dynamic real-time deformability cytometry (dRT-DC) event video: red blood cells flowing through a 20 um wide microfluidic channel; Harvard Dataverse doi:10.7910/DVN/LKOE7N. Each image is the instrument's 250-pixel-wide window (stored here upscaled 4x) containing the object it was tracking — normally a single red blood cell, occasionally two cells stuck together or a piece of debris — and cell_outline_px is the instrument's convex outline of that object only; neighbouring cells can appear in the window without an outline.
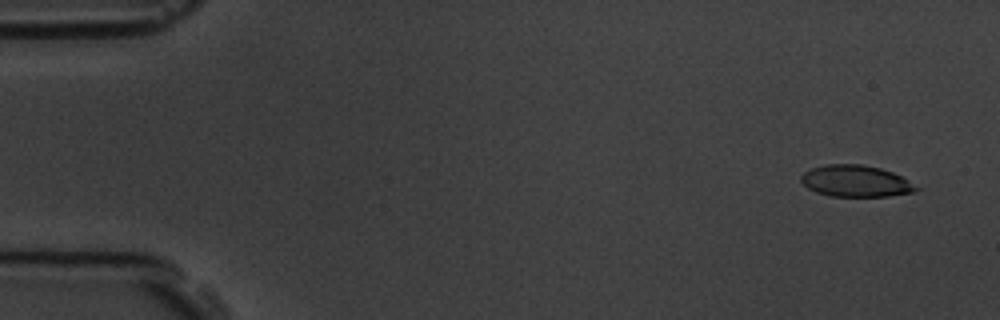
{"species": "common noctule bat (a hibernating species)", "species_latin": "Nyctalus noctula", "temperature_condition": "room temperature", "stored_images_in_passage": 4, "camera_frame_rate_fps": 3000, "um_per_image_px": 0.085, "animal": {"sex": "male", "body_mass_g": 19.5, "forearm_length_mm": 54.6}, "frame": {"image": 1, "passage_image": 1, "time_ms": 0.0, "image_size_px": [1000, 320], "cell_outline_px": [[920, 188], [916, 192], [888, 196], [832, 196], [816, 192], [808, 188], [800, 180], [800, 176], [804, 172], [812, 168], [824, 164], [864, 164], [880, 168], [892, 172], [908, 180]], "centroid_in_image_um": [72.74, 15.38], "position_along_channel_um": 12.3, "area_um2": 21.21}}
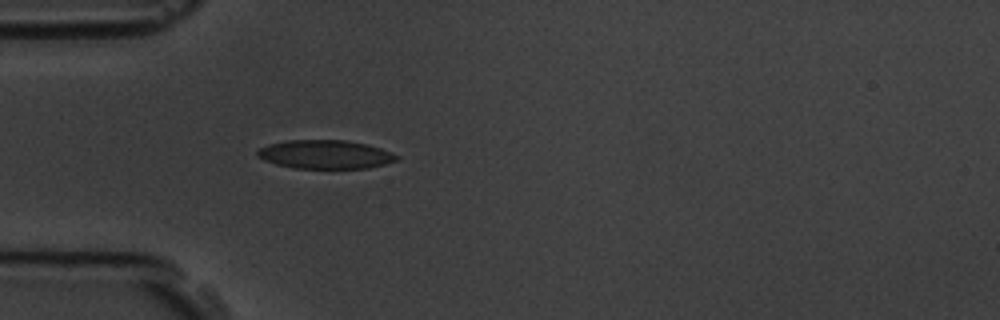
{"frame": {"image": 2, "passage_image": 4, "time_ms": 4.333, "image_size_px": [1000, 320], "cell_outline_px": [[400, 156], [396, 160], [384, 164], [368, 168], [296, 168], [276, 164], [264, 160], [256, 156], [256, 152], [260, 148], [268, 144], [288, 140], [348, 140], [380, 148], [392, 152]], "centroid_in_image_um": [27.63, 13.12], "position_along_channel_um": 57.4, "area_um2": 23.18}}